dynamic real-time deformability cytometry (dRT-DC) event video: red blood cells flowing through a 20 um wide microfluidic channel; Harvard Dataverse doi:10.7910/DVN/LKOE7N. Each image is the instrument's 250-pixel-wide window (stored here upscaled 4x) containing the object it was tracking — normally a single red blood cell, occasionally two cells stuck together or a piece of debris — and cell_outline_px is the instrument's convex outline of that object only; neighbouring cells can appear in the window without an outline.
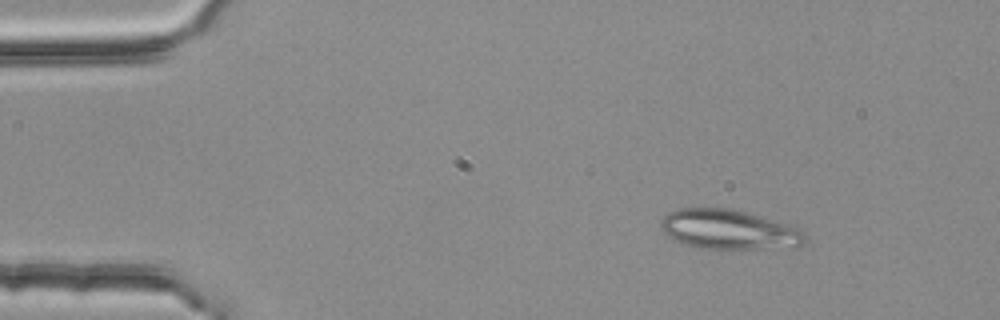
{"species": "common noctule bat (a hibernating species)", "species_latin": "Nyctalus noctula", "temperature_condition": "room temperature", "stored_images_in_passage": 4, "camera_frame_rate_fps": 3000, "um_per_image_px": 0.085, "animal": {"sex": "female", "body_mass_g": 25.1}, "frame": {"image": 1, "passage_image": 1, "time_ms": 0.0, "image_size_px": [1000, 320], "cell_outline_px": [[808, 236], [796, 248], [700, 248], [684, 244], [668, 236], [664, 232], [660, 224], [660, 220], [668, 212], [680, 208], [728, 208], [748, 212], [776, 220], [800, 228]], "centroid_in_image_um": [61.98, 19.5], "position_along_channel_um": 23.0, "area_um2": 33.41}}